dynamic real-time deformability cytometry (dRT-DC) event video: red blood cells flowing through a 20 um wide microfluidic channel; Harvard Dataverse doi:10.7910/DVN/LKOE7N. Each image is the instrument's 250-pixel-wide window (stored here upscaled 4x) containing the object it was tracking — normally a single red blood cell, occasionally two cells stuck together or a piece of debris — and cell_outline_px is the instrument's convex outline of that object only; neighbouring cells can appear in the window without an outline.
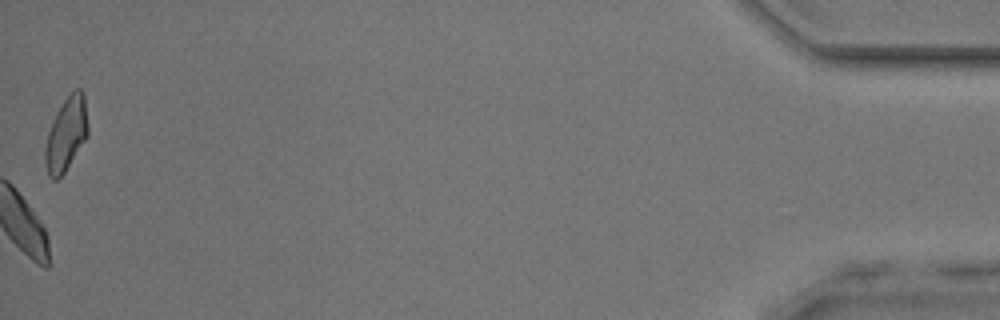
{"species": "common noctule bat (a hibernating species)", "species_latin": "Nyctalus noctula", "temperature_condition": "room temperature", "stored_images_in_passage": 45, "camera_frame_rate_fps": 3000, "um_per_image_px": 0.085, "animal": {"sex": "male", "body_mass_g": 17.9, "forearm_length_mm": 54.2}, "frame": {"image": 1, "passage_image": 45, "time_ms": 14.667, "image_size_px": [1000, 320], "cell_outline_px": [[88, 136], [64, 172], [56, 180], [52, 180], [48, 176], [44, 164], [44, 148], [48, 132], [52, 120], [56, 112], [64, 100], [76, 88], [80, 88], [84, 92], [88, 124]], "centroid_in_image_um": [5.61, 11.41], "position_along_channel_um": 429.6, "area_um2": 18.55}}